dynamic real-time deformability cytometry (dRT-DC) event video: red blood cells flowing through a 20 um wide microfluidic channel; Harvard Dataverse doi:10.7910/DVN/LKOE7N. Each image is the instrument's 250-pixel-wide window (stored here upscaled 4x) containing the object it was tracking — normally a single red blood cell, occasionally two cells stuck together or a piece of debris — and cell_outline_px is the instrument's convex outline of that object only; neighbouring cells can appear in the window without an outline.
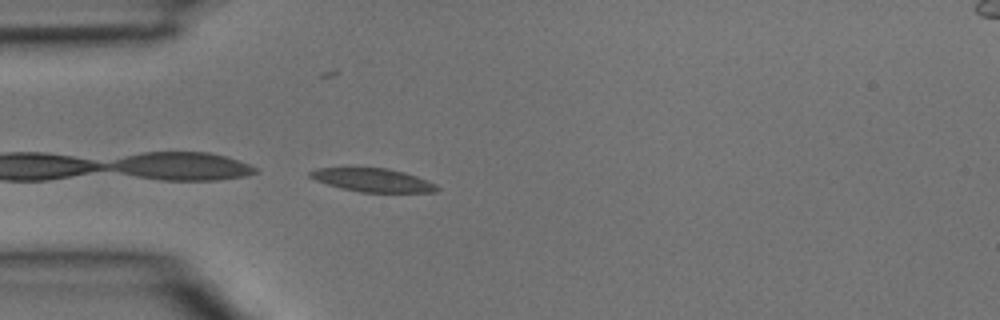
{"species": "common noctule bat (a hibernating species)", "species_latin": "Nyctalus noctula", "temperature_condition": "room temperature", "stored_images_in_passage": 2, "camera_frame_rate_fps": 3000, "um_per_image_px": 0.085, "animal": {"sex": "male", "body_mass_g": 15.6}, "frame": {"image": 1, "passage_image": 2, "time_ms": 0.333, "image_size_px": [1000, 320], "cell_outline_px": [[440, 188], [436, 192], [360, 192], [340, 188], [316, 180], [308, 176], [308, 172], [316, 168], [344, 164], [352, 164], [388, 168], [404, 172], [416, 176], [436, 184]], "centroid_in_image_um": [31.56, 15.24], "position_along_channel_um": 53.4, "area_um2": 18.38}}